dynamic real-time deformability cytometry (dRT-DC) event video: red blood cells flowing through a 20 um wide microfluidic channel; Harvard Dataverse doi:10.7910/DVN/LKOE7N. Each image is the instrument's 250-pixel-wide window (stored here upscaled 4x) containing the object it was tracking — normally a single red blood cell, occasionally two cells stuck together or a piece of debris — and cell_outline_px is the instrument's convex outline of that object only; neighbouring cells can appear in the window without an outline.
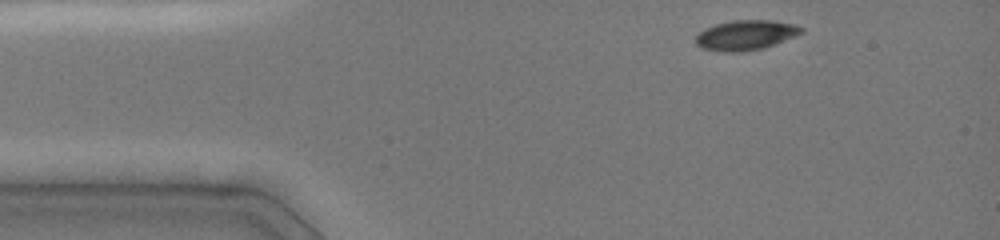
{"species": "common noctule bat (a hibernating species)", "species_latin": "Nyctalus noctula", "temperature_condition": "cold", "stored_images_in_passage": 9, "camera_frame_rate_fps": 3000, "um_per_image_px": 0.085, "animal": {"sex": "female", "body_mass_g": 19.0, "forearm_length_mm": 51.5}, "frame": {"image": 1, "passage_image": 1, "time_ms": 0.0, "image_size_px": [1000, 240], "cell_outline_px": [[804, 32], [764, 48], [740, 52], [724, 52], [700, 48], [696, 44], [696, 36], [704, 28], [716, 24], [732, 20], [772, 20], [796, 24], [804, 28]], "centroid_in_image_um": [63.38, 2.98], "position_along_channel_um": 21.6, "area_um2": 18.5}}
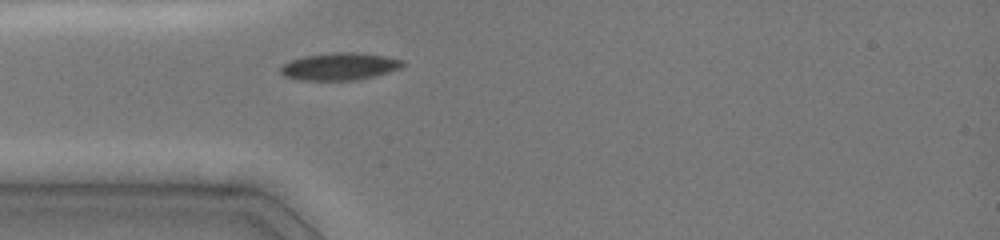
{"frame": {"image": 2, "passage_image": 6, "time_ms": 2.333, "image_size_px": [1000, 240], "cell_outline_px": [[404, 64], [400, 68], [376, 76], [356, 80], [300, 80], [284, 76], [280, 72], [280, 68], [288, 60], [304, 56], [332, 52], [356, 52], [384, 56], [404, 60]], "centroid_in_image_um": [28.85, 5.64], "position_along_channel_um": 56.2, "area_um2": 19.54}}